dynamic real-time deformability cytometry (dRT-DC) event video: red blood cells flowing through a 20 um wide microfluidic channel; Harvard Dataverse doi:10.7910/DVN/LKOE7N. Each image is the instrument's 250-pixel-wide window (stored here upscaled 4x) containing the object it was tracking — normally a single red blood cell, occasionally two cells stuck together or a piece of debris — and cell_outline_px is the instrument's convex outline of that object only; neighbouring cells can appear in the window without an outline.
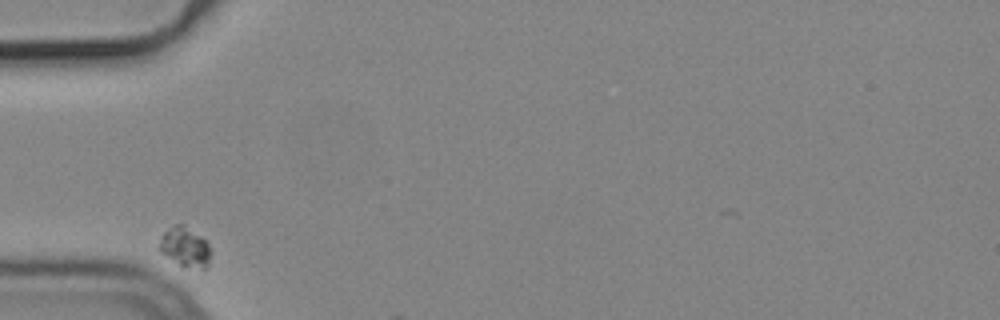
{"species": "common noctule bat (a hibernating species)", "species_latin": "Nyctalus noctula", "temperature_condition": "cold", "stored_images_in_passage": 3, "camera_frame_rate_fps": 3000, "um_per_image_px": 0.085, "animal": {"sex": "male", "body_mass_g": 19.2, "forearm_length_mm": 51.8}, "frame": {"image": 1, "passage_image": 1, "time_ms": 0.0, "image_size_px": [1000, 320], "cell_outline_px": [[212, 252], [208, 268], [180, 268], [160, 252], [156, 248], [160, 236], [172, 224], [184, 224], [200, 236], [208, 244]], "centroid_in_image_um": [15.69, 21.03], "position_along_channel_um": 69.3, "area_um2": 12.54}}